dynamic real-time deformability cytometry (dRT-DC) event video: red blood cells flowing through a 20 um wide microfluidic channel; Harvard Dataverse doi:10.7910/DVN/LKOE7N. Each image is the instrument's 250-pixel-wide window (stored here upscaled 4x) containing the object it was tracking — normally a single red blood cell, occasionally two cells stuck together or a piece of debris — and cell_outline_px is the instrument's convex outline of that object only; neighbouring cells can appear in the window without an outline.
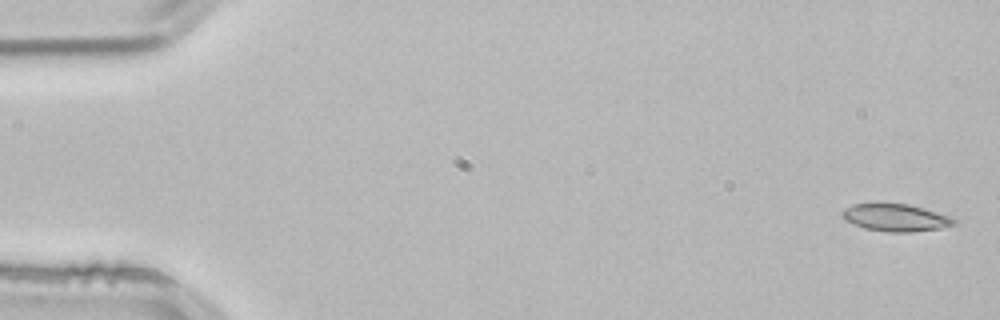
{"species": "common noctule bat (a hibernating species)", "species_latin": "Nyctalus noctula", "temperature_condition": "room temperature", "stored_images_in_passage": 4, "camera_frame_rate_fps": 3000, "um_per_image_px": 0.085, "animal": {"sex": "male", "body_mass_g": 21.5, "forearm_length_mm": 52.0}, "frame": {"image": 1, "passage_image": 1, "time_ms": 0.0, "image_size_px": [1000, 320], "cell_outline_px": [[956, 224], [940, 228], [912, 232], [888, 232], [864, 228], [852, 224], [840, 216], [840, 212], [844, 208], [852, 204], [876, 200], [880, 200], [908, 204], [948, 216], [956, 220]], "centroid_in_image_um": [76.0, 18.45], "position_along_channel_um": 9.0, "area_um2": 18.5}}
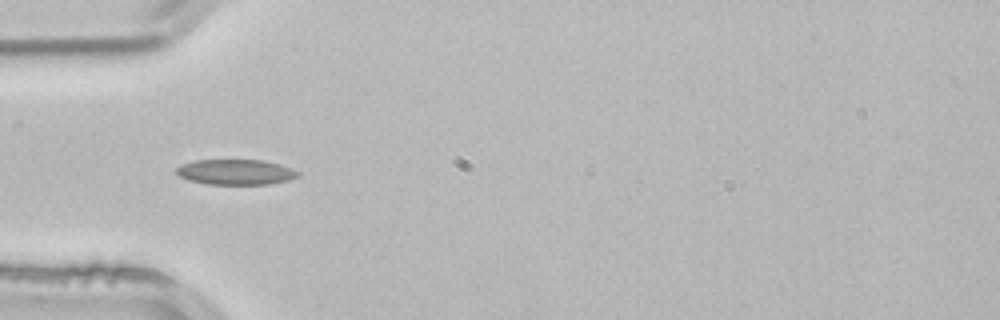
{"frame": {"image": 2, "passage_image": 4, "time_ms": 1.0, "image_size_px": [1000, 320], "cell_outline_px": [[300, 176], [288, 180], [268, 184], [208, 184], [188, 180], [180, 176], [176, 172], [176, 168], [180, 164], [196, 160], [264, 160], [280, 164], [300, 172]], "centroid_in_image_um": [20.04, 14.62], "position_along_channel_um": 65.0, "area_um2": 17.98}}